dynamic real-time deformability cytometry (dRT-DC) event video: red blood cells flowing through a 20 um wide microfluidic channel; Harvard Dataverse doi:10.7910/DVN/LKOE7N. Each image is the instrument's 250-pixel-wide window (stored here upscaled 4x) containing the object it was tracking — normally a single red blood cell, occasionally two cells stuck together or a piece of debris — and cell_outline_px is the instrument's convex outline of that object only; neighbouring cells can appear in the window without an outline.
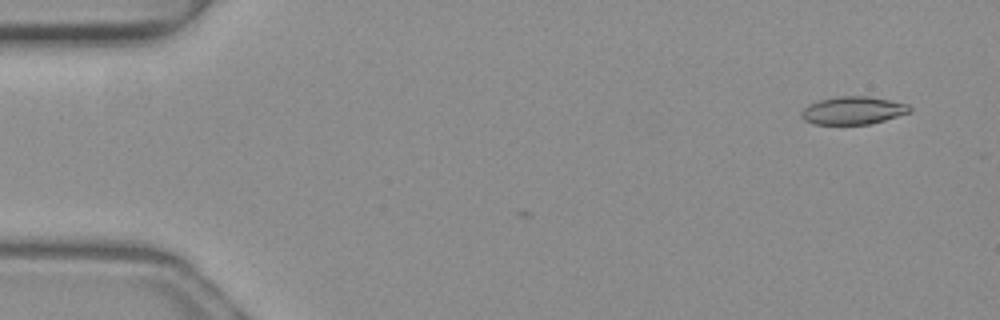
{"species": "common noctule bat (a hibernating species)", "species_latin": "Nyctalus noctula", "temperature_condition": "warm", "stored_images_in_passage": 5, "camera_frame_rate_fps": 3000, "um_per_image_px": 0.085, "animal": {"sex": "female", "body_mass_g": 19.3, "forearm_length_mm": 54.1}, "frame": {"image": 1, "passage_image": 1, "time_ms": 0.0, "image_size_px": [1000, 320], "cell_outline_px": [[912, 112], [872, 124], [812, 124], [804, 120], [800, 116], [800, 112], [808, 104], [820, 100], [840, 96], [868, 96], [908, 104], [912, 108]], "centroid_in_image_um": [72.51, 9.4], "position_along_channel_um": 12.5, "area_um2": 17.69}}